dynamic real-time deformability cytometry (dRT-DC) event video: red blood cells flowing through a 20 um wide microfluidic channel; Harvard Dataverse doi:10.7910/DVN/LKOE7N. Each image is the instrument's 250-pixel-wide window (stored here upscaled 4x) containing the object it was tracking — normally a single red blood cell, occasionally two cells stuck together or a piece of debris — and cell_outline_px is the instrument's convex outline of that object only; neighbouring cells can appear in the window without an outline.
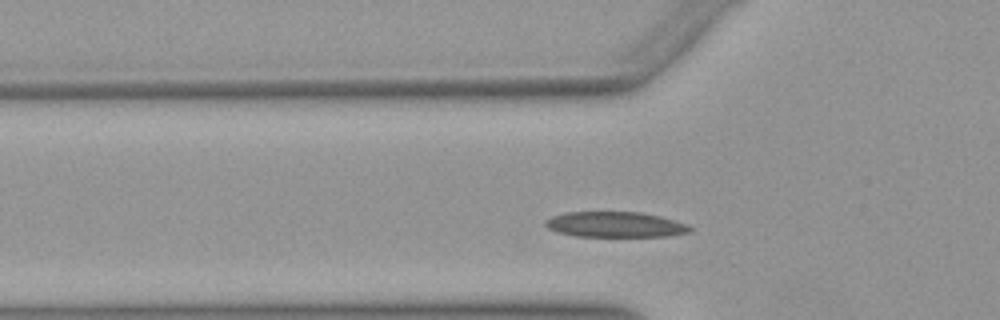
{"species": "Egyptian fruit bat (a non-hibernating species)", "species_latin": "Rousettus aegyptiacus", "temperature_condition": "warm", "stored_images_in_passage": 32, "camera_frame_rate_fps": 3000, "um_per_image_px": 0.085, "animal": {"sex": "female"}, "frame": {"image": 1, "passage_image": 7, "time_ms": 2.0, "image_size_px": [1000, 320], "cell_outline_px": [[692, 232], [668, 236], [576, 236], [556, 232], [548, 228], [544, 224], [544, 220], [552, 216], [564, 212], [640, 212], [660, 216], [684, 224], [692, 228]], "centroid_in_image_um": [52.24, 19.08], "position_along_channel_um": 73.6, "area_um2": 21.39}}
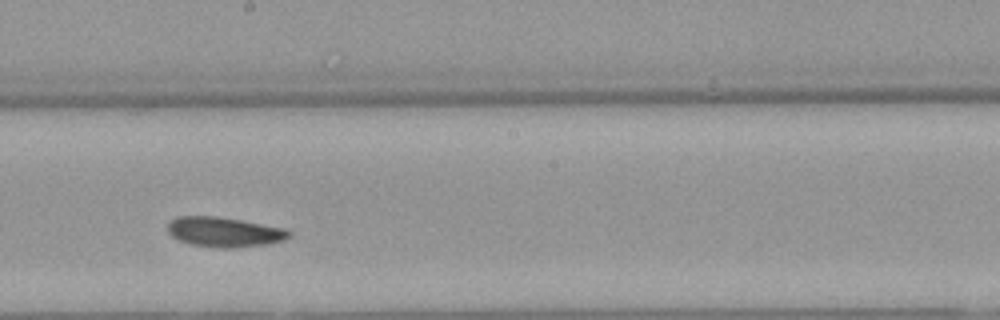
{"frame": {"image": 2, "passage_image": 19, "time_ms": 6.0, "image_size_px": [1000, 320], "cell_outline_px": [[292, 236], [284, 240], [268, 244], [228, 248], [216, 248], [188, 244], [172, 236], [168, 232], [168, 224], [172, 220], [180, 216], [216, 216], [288, 228], [292, 232]], "centroid_in_image_um": [19.11, 19.72], "position_along_channel_um": 229.1, "area_um2": 21.27}}
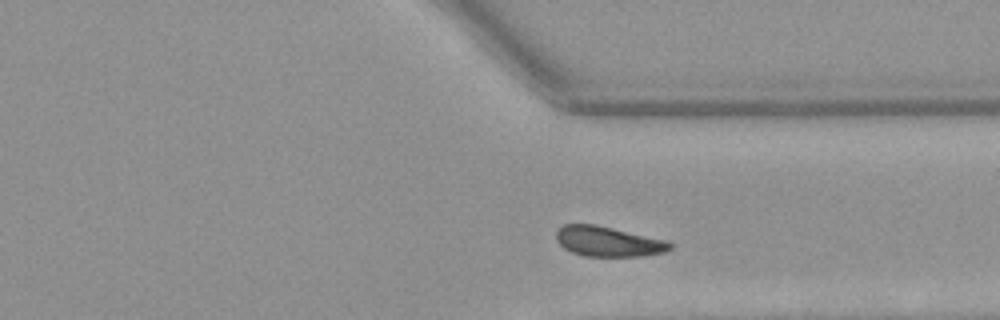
{"frame": {"image": 3, "passage_image": 29, "time_ms": 9.333, "image_size_px": [1000, 320], "cell_outline_px": [[672, 248], [664, 252], [644, 256], [584, 256], [572, 252], [564, 248], [556, 240], [556, 232], [564, 224], [596, 224], [668, 240], [672, 244]], "centroid_in_image_um": [51.71, 20.52], "position_along_channel_um": 359.7, "area_um2": 20.06}, "authors_computed_cell_mechanics": {"area_um2": 20.7502, "velocity_mm_per_s": 3.9064, "shape_relaxation_time_tau1_ms": 4.1142, "shape_relaxation_time_tau2_ms": 3.9803, "deformation_change_tau1": 0.1312, "deformation_change_tau2": 0.088}}